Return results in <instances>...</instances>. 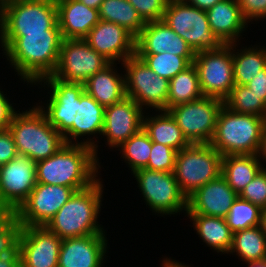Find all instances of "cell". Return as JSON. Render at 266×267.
Wrapping results in <instances>:
<instances>
[{
	"label": "cell",
	"instance_id": "1",
	"mask_svg": "<svg viewBox=\"0 0 266 267\" xmlns=\"http://www.w3.org/2000/svg\"><path fill=\"white\" fill-rule=\"evenodd\" d=\"M38 83L44 85L43 87L45 85L50 87L51 95L46 108L42 104L39 107L48 122L63 136L65 144L89 146L94 149L98 158L99 145L95 144L93 138H87L86 141L83 139L80 142L77 138L86 135H102L105 107L84 91L83 83L61 81L52 75Z\"/></svg>",
	"mask_w": 266,
	"mask_h": 267
},
{
	"label": "cell",
	"instance_id": "2",
	"mask_svg": "<svg viewBox=\"0 0 266 267\" xmlns=\"http://www.w3.org/2000/svg\"><path fill=\"white\" fill-rule=\"evenodd\" d=\"M62 41L61 30L0 36L2 51L10 65L24 82L32 85L54 73Z\"/></svg>",
	"mask_w": 266,
	"mask_h": 267
},
{
	"label": "cell",
	"instance_id": "3",
	"mask_svg": "<svg viewBox=\"0 0 266 267\" xmlns=\"http://www.w3.org/2000/svg\"><path fill=\"white\" fill-rule=\"evenodd\" d=\"M98 160L89 146L64 144L49 158L36 162V182L66 186L75 191L85 189L99 179Z\"/></svg>",
	"mask_w": 266,
	"mask_h": 267
},
{
	"label": "cell",
	"instance_id": "4",
	"mask_svg": "<svg viewBox=\"0 0 266 267\" xmlns=\"http://www.w3.org/2000/svg\"><path fill=\"white\" fill-rule=\"evenodd\" d=\"M100 178L89 187L75 191L46 227L61 239L106 234L97 222L103 199Z\"/></svg>",
	"mask_w": 266,
	"mask_h": 267
},
{
	"label": "cell",
	"instance_id": "5",
	"mask_svg": "<svg viewBox=\"0 0 266 267\" xmlns=\"http://www.w3.org/2000/svg\"><path fill=\"white\" fill-rule=\"evenodd\" d=\"M265 117L239 114L223 105L210 145L222 156L258 154Z\"/></svg>",
	"mask_w": 266,
	"mask_h": 267
},
{
	"label": "cell",
	"instance_id": "6",
	"mask_svg": "<svg viewBox=\"0 0 266 267\" xmlns=\"http://www.w3.org/2000/svg\"><path fill=\"white\" fill-rule=\"evenodd\" d=\"M18 112L8 129L19 155L27 156L36 163L49 158L65 144L63 136L48 122L38 105L29 111Z\"/></svg>",
	"mask_w": 266,
	"mask_h": 267
},
{
	"label": "cell",
	"instance_id": "7",
	"mask_svg": "<svg viewBox=\"0 0 266 267\" xmlns=\"http://www.w3.org/2000/svg\"><path fill=\"white\" fill-rule=\"evenodd\" d=\"M60 30L56 0H18L0 9V36Z\"/></svg>",
	"mask_w": 266,
	"mask_h": 267
},
{
	"label": "cell",
	"instance_id": "8",
	"mask_svg": "<svg viewBox=\"0 0 266 267\" xmlns=\"http://www.w3.org/2000/svg\"><path fill=\"white\" fill-rule=\"evenodd\" d=\"M222 157L210 144H190L177 152L173 174L187 198L221 175Z\"/></svg>",
	"mask_w": 266,
	"mask_h": 267
},
{
	"label": "cell",
	"instance_id": "9",
	"mask_svg": "<svg viewBox=\"0 0 266 267\" xmlns=\"http://www.w3.org/2000/svg\"><path fill=\"white\" fill-rule=\"evenodd\" d=\"M162 20L195 53L218 49L223 45L211 30L206 11L190 5L186 0H169Z\"/></svg>",
	"mask_w": 266,
	"mask_h": 267
},
{
	"label": "cell",
	"instance_id": "10",
	"mask_svg": "<svg viewBox=\"0 0 266 267\" xmlns=\"http://www.w3.org/2000/svg\"><path fill=\"white\" fill-rule=\"evenodd\" d=\"M121 65L125 69L126 96L134 99L142 109L151 107L155 111H167L169 80L158 76L136 54Z\"/></svg>",
	"mask_w": 266,
	"mask_h": 267
},
{
	"label": "cell",
	"instance_id": "11",
	"mask_svg": "<svg viewBox=\"0 0 266 267\" xmlns=\"http://www.w3.org/2000/svg\"><path fill=\"white\" fill-rule=\"evenodd\" d=\"M142 196L151 210L160 215H172L187 211L188 198L181 191L173 172H159L146 168L132 174Z\"/></svg>",
	"mask_w": 266,
	"mask_h": 267
},
{
	"label": "cell",
	"instance_id": "12",
	"mask_svg": "<svg viewBox=\"0 0 266 267\" xmlns=\"http://www.w3.org/2000/svg\"><path fill=\"white\" fill-rule=\"evenodd\" d=\"M203 96L224 101L235 86L232 44L214 50L199 51L193 60Z\"/></svg>",
	"mask_w": 266,
	"mask_h": 267
},
{
	"label": "cell",
	"instance_id": "13",
	"mask_svg": "<svg viewBox=\"0 0 266 267\" xmlns=\"http://www.w3.org/2000/svg\"><path fill=\"white\" fill-rule=\"evenodd\" d=\"M223 105L221 99L202 96L195 101L174 106L168 112L190 144H209Z\"/></svg>",
	"mask_w": 266,
	"mask_h": 267
},
{
	"label": "cell",
	"instance_id": "14",
	"mask_svg": "<svg viewBox=\"0 0 266 267\" xmlns=\"http://www.w3.org/2000/svg\"><path fill=\"white\" fill-rule=\"evenodd\" d=\"M110 63L84 39H63L52 76L65 82L84 83Z\"/></svg>",
	"mask_w": 266,
	"mask_h": 267
},
{
	"label": "cell",
	"instance_id": "15",
	"mask_svg": "<svg viewBox=\"0 0 266 267\" xmlns=\"http://www.w3.org/2000/svg\"><path fill=\"white\" fill-rule=\"evenodd\" d=\"M75 190L60 185L36 183L28 198L15 211L21 226H46Z\"/></svg>",
	"mask_w": 266,
	"mask_h": 267
},
{
	"label": "cell",
	"instance_id": "16",
	"mask_svg": "<svg viewBox=\"0 0 266 267\" xmlns=\"http://www.w3.org/2000/svg\"><path fill=\"white\" fill-rule=\"evenodd\" d=\"M36 163L18 155L0 166V208L16 211L36 186Z\"/></svg>",
	"mask_w": 266,
	"mask_h": 267
},
{
	"label": "cell",
	"instance_id": "17",
	"mask_svg": "<svg viewBox=\"0 0 266 267\" xmlns=\"http://www.w3.org/2000/svg\"><path fill=\"white\" fill-rule=\"evenodd\" d=\"M63 239L46 226H22L18 250L21 267H58Z\"/></svg>",
	"mask_w": 266,
	"mask_h": 267
},
{
	"label": "cell",
	"instance_id": "18",
	"mask_svg": "<svg viewBox=\"0 0 266 267\" xmlns=\"http://www.w3.org/2000/svg\"><path fill=\"white\" fill-rule=\"evenodd\" d=\"M143 109L134 99L126 96L105 107L102 135L109 147L118 148L143 128Z\"/></svg>",
	"mask_w": 266,
	"mask_h": 267
},
{
	"label": "cell",
	"instance_id": "19",
	"mask_svg": "<svg viewBox=\"0 0 266 267\" xmlns=\"http://www.w3.org/2000/svg\"><path fill=\"white\" fill-rule=\"evenodd\" d=\"M84 40L111 63H123L128 57L135 55L136 38L124 27L113 22L100 20Z\"/></svg>",
	"mask_w": 266,
	"mask_h": 267
},
{
	"label": "cell",
	"instance_id": "20",
	"mask_svg": "<svg viewBox=\"0 0 266 267\" xmlns=\"http://www.w3.org/2000/svg\"><path fill=\"white\" fill-rule=\"evenodd\" d=\"M106 234L65 238L62 241L58 267H102L108 243Z\"/></svg>",
	"mask_w": 266,
	"mask_h": 267
},
{
	"label": "cell",
	"instance_id": "21",
	"mask_svg": "<svg viewBox=\"0 0 266 267\" xmlns=\"http://www.w3.org/2000/svg\"><path fill=\"white\" fill-rule=\"evenodd\" d=\"M169 52L177 56H195L188 43L164 20L147 22L135 40V54Z\"/></svg>",
	"mask_w": 266,
	"mask_h": 267
},
{
	"label": "cell",
	"instance_id": "22",
	"mask_svg": "<svg viewBox=\"0 0 266 267\" xmlns=\"http://www.w3.org/2000/svg\"><path fill=\"white\" fill-rule=\"evenodd\" d=\"M238 196L220 175L188 197L186 213L225 218Z\"/></svg>",
	"mask_w": 266,
	"mask_h": 267
},
{
	"label": "cell",
	"instance_id": "23",
	"mask_svg": "<svg viewBox=\"0 0 266 267\" xmlns=\"http://www.w3.org/2000/svg\"><path fill=\"white\" fill-rule=\"evenodd\" d=\"M58 26L63 39H84L100 21L97 9L78 0H56Z\"/></svg>",
	"mask_w": 266,
	"mask_h": 267
},
{
	"label": "cell",
	"instance_id": "24",
	"mask_svg": "<svg viewBox=\"0 0 266 267\" xmlns=\"http://www.w3.org/2000/svg\"><path fill=\"white\" fill-rule=\"evenodd\" d=\"M206 13L211 30L223 44L237 43L248 27L237 0H222Z\"/></svg>",
	"mask_w": 266,
	"mask_h": 267
},
{
	"label": "cell",
	"instance_id": "25",
	"mask_svg": "<svg viewBox=\"0 0 266 267\" xmlns=\"http://www.w3.org/2000/svg\"><path fill=\"white\" fill-rule=\"evenodd\" d=\"M115 64L110 63L83 83L84 91L104 107L126 97L125 76L115 71Z\"/></svg>",
	"mask_w": 266,
	"mask_h": 267
},
{
	"label": "cell",
	"instance_id": "26",
	"mask_svg": "<svg viewBox=\"0 0 266 267\" xmlns=\"http://www.w3.org/2000/svg\"><path fill=\"white\" fill-rule=\"evenodd\" d=\"M264 166L265 164L263 165L259 160L258 154L223 156L221 176L239 195Z\"/></svg>",
	"mask_w": 266,
	"mask_h": 267
},
{
	"label": "cell",
	"instance_id": "27",
	"mask_svg": "<svg viewBox=\"0 0 266 267\" xmlns=\"http://www.w3.org/2000/svg\"><path fill=\"white\" fill-rule=\"evenodd\" d=\"M193 222L194 230L210 249L217 253H229L232 247L233 232L225 218L201 214H186Z\"/></svg>",
	"mask_w": 266,
	"mask_h": 267
},
{
	"label": "cell",
	"instance_id": "28",
	"mask_svg": "<svg viewBox=\"0 0 266 267\" xmlns=\"http://www.w3.org/2000/svg\"><path fill=\"white\" fill-rule=\"evenodd\" d=\"M143 129L152 142L167 145L177 152L190 145L168 111H159V114L154 117L153 115L152 117L143 115Z\"/></svg>",
	"mask_w": 266,
	"mask_h": 267
},
{
	"label": "cell",
	"instance_id": "29",
	"mask_svg": "<svg viewBox=\"0 0 266 267\" xmlns=\"http://www.w3.org/2000/svg\"><path fill=\"white\" fill-rule=\"evenodd\" d=\"M236 46V43L232 44L235 85H246L258 75L261 69L266 67V47L264 45L263 47L261 45L242 47L243 49L239 51V49H235Z\"/></svg>",
	"mask_w": 266,
	"mask_h": 267
},
{
	"label": "cell",
	"instance_id": "30",
	"mask_svg": "<svg viewBox=\"0 0 266 267\" xmlns=\"http://www.w3.org/2000/svg\"><path fill=\"white\" fill-rule=\"evenodd\" d=\"M202 96L198 72L192 63L169 80L167 111L174 106L195 101Z\"/></svg>",
	"mask_w": 266,
	"mask_h": 267
},
{
	"label": "cell",
	"instance_id": "31",
	"mask_svg": "<svg viewBox=\"0 0 266 267\" xmlns=\"http://www.w3.org/2000/svg\"><path fill=\"white\" fill-rule=\"evenodd\" d=\"M98 12L100 20L124 27L135 38L146 24L128 0H104Z\"/></svg>",
	"mask_w": 266,
	"mask_h": 267
},
{
	"label": "cell",
	"instance_id": "32",
	"mask_svg": "<svg viewBox=\"0 0 266 267\" xmlns=\"http://www.w3.org/2000/svg\"><path fill=\"white\" fill-rule=\"evenodd\" d=\"M229 253H236L244 263L266 260V235L260 225L233 233Z\"/></svg>",
	"mask_w": 266,
	"mask_h": 267
},
{
	"label": "cell",
	"instance_id": "33",
	"mask_svg": "<svg viewBox=\"0 0 266 267\" xmlns=\"http://www.w3.org/2000/svg\"><path fill=\"white\" fill-rule=\"evenodd\" d=\"M119 148H121L122 158L125 159V162L127 161L132 173L147 167L152 141L143 128L118 147V150H120Z\"/></svg>",
	"mask_w": 266,
	"mask_h": 267
},
{
	"label": "cell",
	"instance_id": "34",
	"mask_svg": "<svg viewBox=\"0 0 266 267\" xmlns=\"http://www.w3.org/2000/svg\"><path fill=\"white\" fill-rule=\"evenodd\" d=\"M136 55L158 76L168 80L189 67L195 58V56H177L169 52Z\"/></svg>",
	"mask_w": 266,
	"mask_h": 267
},
{
	"label": "cell",
	"instance_id": "35",
	"mask_svg": "<svg viewBox=\"0 0 266 267\" xmlns=\"http://www.w3.org/2000/svg\"><path fill=\"white\" fill-rule=\"evenodd\" d=\"M224 106L239 114H252L266 118V104L246 85H235Z\"/></svg>",
	"mask_w": 266,
	"mask_h": 267
},
{
	"label": "cell",
	"instance_id": "36",
	"mask_svg": "<svg viewBox=\"0 0 266 267\" xmlns=\"http://www.w3.org/2000/svg\"><path fill=\"white\" fill-rule=\"evenodd\" d=\"M262 209L239 196L225 217L226 224L233 233L260 225Z\"/></svg>",
	"mask_w": 266,
	"mask_h": 267
},
{
	"label": "cell",
	"instance_id": "37",
	"mask_svg": "<svg viewBox=\"0 0 266 267\" xmlns=\"http://www.w3.org/2000/svg\"><path fill=\"white\" fill-rule=\"evenodd\" d=\"M22 226L16 220L15 211H0V256L19 253L18 243Z\"/></svg>",
	"mask_w": 266,
	"mask_h": 267
},
{
	"label": "cell",
	"instance_id": "38",
	"mask_svg": "<svg viewBox=\"0 0 266 267\" xmlns=\"http://www.w3.org/2000/svg\"><path fill=\"white\" fill-rule=\"evenodd\" d=\"M177 151L167 145L152 142L146 169L159 172H173Z\"/></svg>",
	"mask_w": 266,
	"mask_h": 267
},
{
	"label": "cell",
	"instance_id": "39",
	"mask_svg": "<svg viewBox=\"0 0 266 267\" xmlns=\"http://www.w3.org/2000/svg\"><path fill=\"white\" fill-rule=\"evenodd\" d=\"M239 197L258 205L261 209L266 207V167L245 186Z\"/></svg>",
	"mask_w": 266,
	"mask_h": 267
},
{
	"label": "cell",
	"instance_id": "40",
	"mask_svg": "<svg viewBox=\"0 0 266 267\" xmlns=\"http://www.w3.org/2000/svg\"><path fill=\"white\" fill-rule=\"evenodd\" d=\"M168 1L169 0H128L145 23L162 20Z\"/></svg>",
	"mask_w": 266,
	"mask_h": 267
},
{
	"label": "cell",
	"instance_id": "41",
	"mask_svg": "<svg viewBox=\"0 0 266 267\" xmlns=\"http://www.w3.org/2000/svg\"><path fill=\"white\" fill-rule=\"evenodd\" d=\"M243 18L250 23L253 20L266 19V0H237Z\"/></svg>",
	"mask_w": 266,
	"mask_h": 267
},
{
	"label": "cell",
	"instance_id": "42",
	"mask_svg": "<svg viewBox=\"0 0 266 267\" xmlns=\"http://www.w3.org/2000/svg\"><path fill=\"white\" fill-rule=\"evenodd\" d=\"M18 155L12 133L9 129L0 130V166L7 164Z\"/></svg>",
	"mask_w": 266,
	"mask_h": 267
},
{
	"label": "cell",
	"instance_id": "43",
	"mask_svg": "<svg viewBox=\"0 0 266 267\" xmlns=\"http://www.w3.org/2000/svg\"><path fill=\"white\" fill-rule=\"evenodd\" d=\"M5 97L4 92L0 89V130H7L11 124L15 111L13 105Z\"/></svg>",
	"mask_w": 266,
	"mask_h": 267
},
{
	"label": "cell",
	"instance_id": "44",
	"mask_svg": "<svg viewBox=\"0 0 266 267\" xmlns=\"http://www.w3.org/2000/svg\"><path fill=\"white\" fill-rule=\"evenodd\" d=\"M246 86L266 104V67L261 69Z\"/></svg>",
	"mask_w": 266,
	"mask_h": 267
},
{
	"label": "cell",
	"instance_id": "45",
	"mask_svg": "<svg viewBox=\"0 0 266 267\" xmlns=\"http://www.w3.org/2000/svg\"><path fill=\"white\" fill-rule=\"evenodd\" d=\"M0 267H21L20 254L11 253L8 255L0 256Z\"/></svg>",
	"mask_w": 266,
	"mask_h": 267
},
{
	"label": "cell",
	"instance_id": "46",
	"mask_svg": "<svg viewBox=\"0 0 266 267\" xmlns=\"http://www.w3.org/2000/svg\"><path fill=\"white\" fill-rule=\"evenodd\" d=\"M190 5L197 7L200 10L207 11L213 7L216 3L222 0H186Z\"/></svg>",
	"mask_w": 266,
	"mask_h": 267
},
{
	"label": "cell",
	"instance_id": "47",
	"mask_svg": "<svg viewBox=\"0 0 266 267\" xmlns=\"http://www.w3.org/2000/svg\"><path fill=\"white\" fill-rule=\"evenodd\" d=\"M258 157L260 161L262 160L263 162H266V124L262 132L261 146L258 152Z\"/></svg>",
	"mask_w": 266,
	"mask_h": 267
},
{
	"label": "cell",
	"instance_id": "48",
	"mask_svg": "<svg viewBox=\"0 0 266 267\" xmlns=\"http://www.w3.org/2000/svg\"><path fill=\"white\" fill-rule=\"evenodd\" d=\"M162 267H189L188 265L182 264L181 262H177L174 259L166 258L162 261Z\"/></svg>",
	"mask_w": 266,
	"mask_h": 267
},
{
	"label": "cell",
	"instance_id": "49",
	"mask_svg": "<svg viewBox=\"0 0 266 267\" xmlns=\"http://www.w3.org/2000/svg\"><path fill=\"white\" fill-rule=\"evenodd\" d=\"M78 1L84 3L87 7L98 10L104 0H78Z\"/></svg>",
	"mask_w": 266,
	"mask_h": 267
},
{
	"label": "cell",
	"instance_id": "50",
	"mask_svg": "<svg viewBox=\"0 0 266 267\" xmlns=\"http://www.w3.org/2000/svg\"><path fill=\"white\" fill-rule=\"evenodd\" d=\"M260 227H261L262 231L266 235V207L263 208L262 211H261Z\"/></svg>",
	"mask_w": 266,
	"mask_h": 267
},
{
	"label": "cell",
	"instance_id": "51",
	"mask_svg": "<svg viewBox=\"0 0 266 267\" xmlns=\"http://www.w3.org/2000/svg\"><path fill=\"white\" fill-rule=\"evenodd\" d=\"M248 267H266V260L261 261H246Z\"/></svg>",
	"mask_w": 266,
	"mask_h": 267
},
{
	"label": "cell",
	"instance_id": "52",
	"mask_svg": "<svg viewBox=\"0 0 266 267\" xmlns=\"http://www.w3.org/2000/svg\"><path fill=\"white\" fill-rule=\"evenodd\" d=\"M14 1H18V0H0V9L7 5L8 3L14 2Z\"/></svg>",
	"mask_w": 266,
	"mask_h": 267
}]
</instances>
